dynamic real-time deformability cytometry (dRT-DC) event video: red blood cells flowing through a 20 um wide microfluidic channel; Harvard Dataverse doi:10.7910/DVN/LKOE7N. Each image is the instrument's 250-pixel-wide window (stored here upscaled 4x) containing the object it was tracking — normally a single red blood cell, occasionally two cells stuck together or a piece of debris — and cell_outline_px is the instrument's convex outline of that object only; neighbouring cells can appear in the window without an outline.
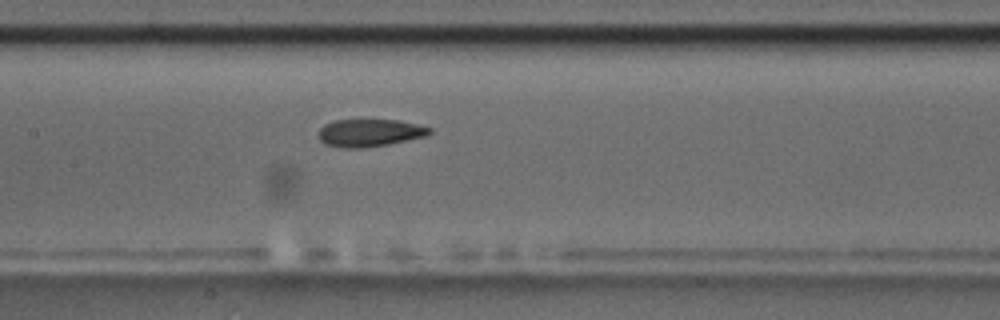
{"species": "common noctule bat (a hibernating species)", "species_latin": "Nyctalus noctula", "temperature_condition": "room temperature", "stored_images_in_passage": 8, "camera_frame_rate_fps": 3000, "um_per_image_px": 0.085, "animal": {"sex": "male", "body_mass_g": 17.5, "forearm_length_mm": 52.3}, "frame": {"image": 1, "passage_image": 8, "time_ms": 10.333, "image_size_px": [1000, 320], "cell_outline_px": [[432, 132], [424, 136], [388, 144], [360, 148], [344, 148], [324, 144], [320, 140], [320, 128], [324, 124], [336, 120], [400, 120], [432, 128]], "centroid_in_image_um": [31.41, 11.28], "position_along_channel_um": 176.0, "area_um2": 17.63}}